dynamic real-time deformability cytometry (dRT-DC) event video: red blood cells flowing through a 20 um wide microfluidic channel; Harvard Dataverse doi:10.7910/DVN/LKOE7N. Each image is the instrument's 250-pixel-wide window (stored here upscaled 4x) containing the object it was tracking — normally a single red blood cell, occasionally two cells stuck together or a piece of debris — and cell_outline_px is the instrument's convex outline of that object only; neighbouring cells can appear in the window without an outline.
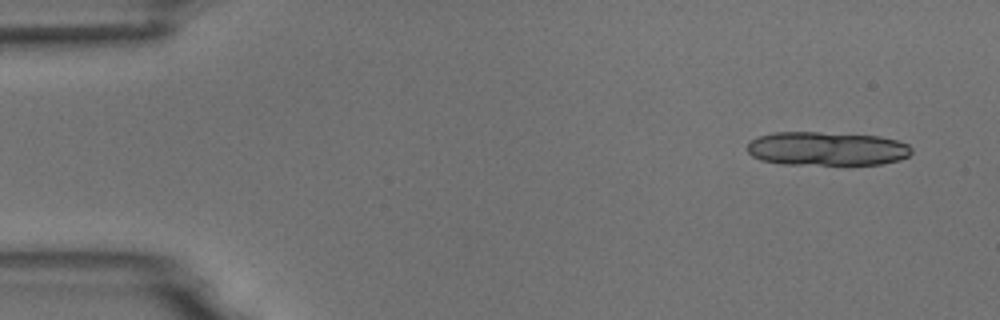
{"species": "common noctule bat (a hibernating species)", "species_latin": "Nyctalus noctula", "temperature_condition": "room temperature", "stored_images_in_passage": 6, "camera_frame_rate_fps": 3000, "um_per_image_px": 0.085, "animal": {"sex": "male", "body_mass_g": 18.8}, "frame": {"image": 1, "passage_image": 1, "time_ms": 0.0, "image_size_px": [1000, 320], "cell_outline_px": [[912, 152], [908, 156], [900, 160], [880, 164], [784, 164], [760, 160], [752, 156], [748, 152], [748, 144], [752, 140], [760, 136], [772, 132], [820, 132], [880, 136], [896, 140], [908, 144], [912, 148]], "centroid_in_image_um": [70.29, 12.63], "position_along_channel_um": 14.7, "area_um2": 32.37}}